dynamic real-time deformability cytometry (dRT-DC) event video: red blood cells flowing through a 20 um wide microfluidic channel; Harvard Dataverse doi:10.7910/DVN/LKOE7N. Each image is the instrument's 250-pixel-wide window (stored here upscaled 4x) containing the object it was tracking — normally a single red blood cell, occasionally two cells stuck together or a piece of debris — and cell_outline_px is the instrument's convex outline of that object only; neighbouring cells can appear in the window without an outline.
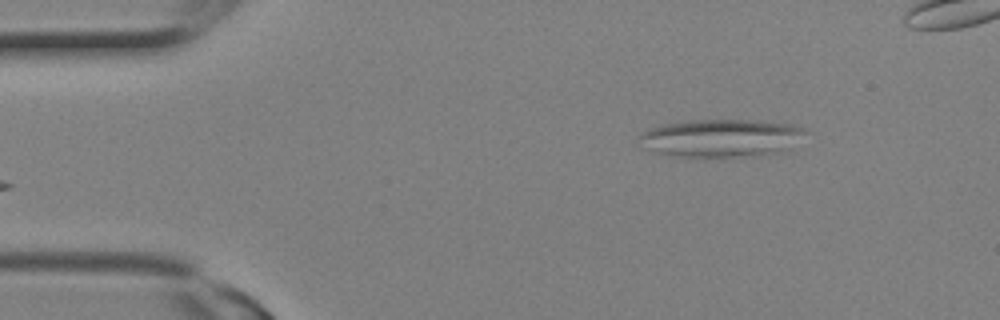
{"species": "Egyptian fruit bat (a non-hibernating species)", "species_latin": "Rousettus aegyptiacus", "temperature_condition": "room temperature", "stored_images_in_passage": 3, "camera_frame_rate_fps": 3000, "um_per_image_px": 0.085, "animal": {"sex": "female"}, "frame": {"image": 1, "passage_image": 1, "time_ms": 0.0, "image_size_px": [1000, 320], "cell_outline_px": [[808, 132], [784, 152], [756, 156], [676, 156], [656, 152], [644, 148], [636, 136], [640, 132], [664, 124], [688, 120], [756, 120], [792, 124], [804, 128]], "centroid_in_image_um": [61.3, 11.72], "position_along_channel_um": 23.7, "area_um2": 36.82}}